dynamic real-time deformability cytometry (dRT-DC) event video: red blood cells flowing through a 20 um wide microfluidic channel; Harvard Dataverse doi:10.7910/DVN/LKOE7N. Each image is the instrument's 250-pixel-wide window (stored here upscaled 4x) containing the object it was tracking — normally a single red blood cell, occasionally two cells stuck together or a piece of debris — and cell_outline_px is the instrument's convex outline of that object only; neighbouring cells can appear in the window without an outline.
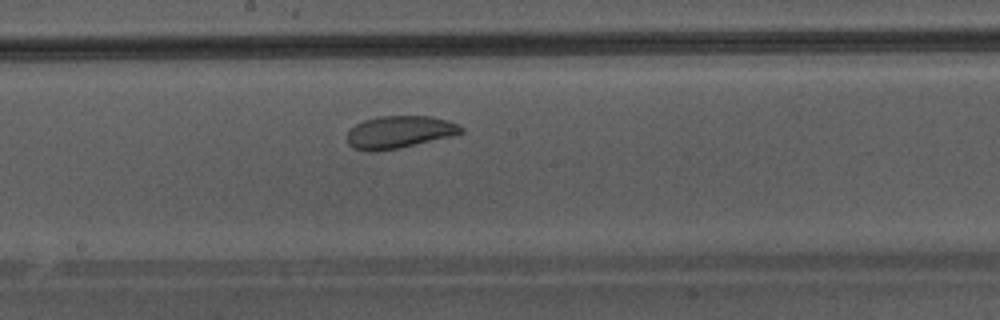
{"species": "Egyptian fruit bat (a non-hibernating species)", "species_latin": "Rousettus aegyptiacus", "temperature_condition": "warm", "stored_images_in_passage": 36, "camera_frame_rate_fps": 3000, "um_per_image_px": 0.085, "animal": {"sex": "male"}, "frame": {"image": 1, "passage_image": 16, "time_ms": 5.0, "image_size_px": [1000, 320], "cell_outline_px": [[464, 132], [452, 136], [396, 148], [376, 152], [352, 148], [348, 144], [348, 132], [356, 124], [364, 120], [376, 116], [432, 116], [448, 120], [460, 124], [464, 128]], "centroid_in_image_um": [33.97, 11.21], "position_along_channel_um": 214.2, "area_um2": 21.5}}